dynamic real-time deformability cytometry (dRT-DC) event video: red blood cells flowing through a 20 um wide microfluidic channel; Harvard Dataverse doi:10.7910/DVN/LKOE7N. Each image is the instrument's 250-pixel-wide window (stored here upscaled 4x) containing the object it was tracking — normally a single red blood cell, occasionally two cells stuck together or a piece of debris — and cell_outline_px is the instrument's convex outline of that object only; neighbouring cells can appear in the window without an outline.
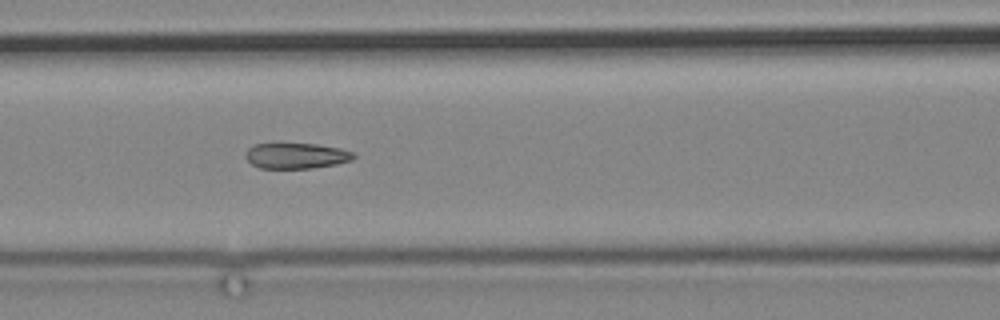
{"species": "common noctule bat (a hibernating species)", "species_latin": "Nyctalus noctula", "temperature_condition": "cold", "stored_images_in_passage": 5, "camera_frame_rate_fps": 3000, "um_per_image_px": 0.085, "animal": {"sex": "male", "body_mass_g": 19.2, "forearm_length_mm": 51.8}, "frame": {"image": 1, "passage_image": 3, "time_ms": 2.0, "image_size_px": [1000, 320], "cell_outline_px": [[356, 156], [352, 160], [336, 164], [312, 168], [260, 168], [252, 164], [244, 156], [248, 148], [256, 144], [316, 144], [340, 148], [352, 152]], "centroid_in_image_um": [25.18, 13.24], "position_along_channel_um": 141.4, "area_um2": 16.01}}
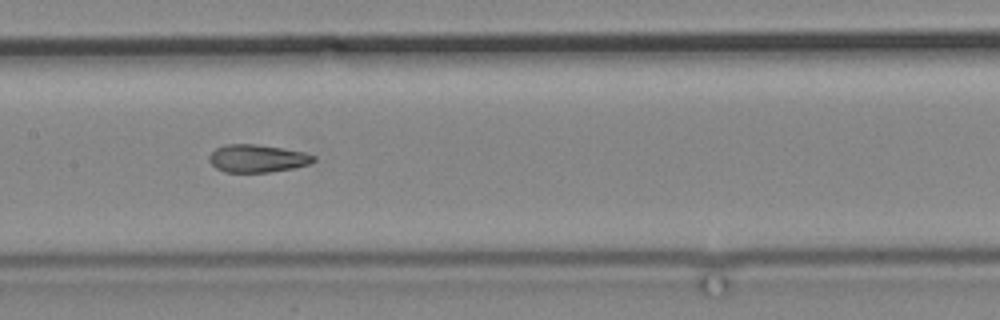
{"frame": {"image": 2, "passage_image": 4, "time_ms": 3.333, "image_size_px": [1000, 320], "cell_outline_px": [[316, 160], [308, 164], [292, 168], [268, 172], [224, 172], [216, 168], [208, 160], [208, 156], [216, 148], [224, 144], [256, 144], [304, 152], [316, 156]], "centroid_in_image_um": [21.84, 13.46], "position_along_channel_um": 185.6, "area_um2": 16.82}}
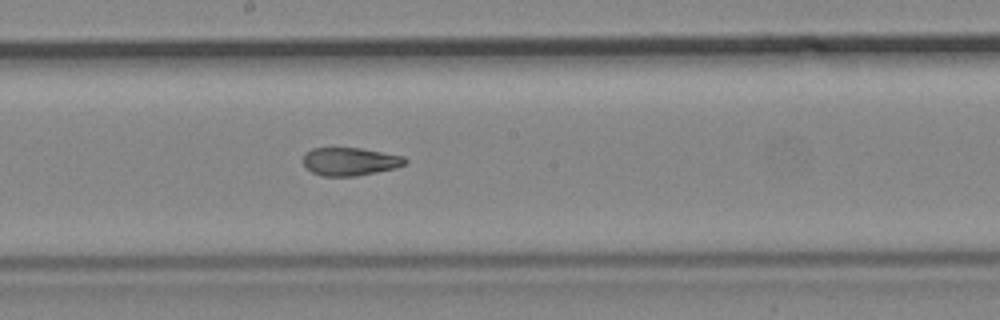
{"frame": {"image": 3, "passage_image": 5, "time_ms": 4.333, "image_size_px": [1000, 320], "cell_outline_px": [[408, 160], [404, 164], [396, 168], [356, 176], [320, 176], [304, 168], [304, 152], [312, 148], [360, 148], [404, 156]], "centroid_in_image_um": [29.72, 13.73], "position_along_channel_um": 218.5, "area_um2": 16.76}}